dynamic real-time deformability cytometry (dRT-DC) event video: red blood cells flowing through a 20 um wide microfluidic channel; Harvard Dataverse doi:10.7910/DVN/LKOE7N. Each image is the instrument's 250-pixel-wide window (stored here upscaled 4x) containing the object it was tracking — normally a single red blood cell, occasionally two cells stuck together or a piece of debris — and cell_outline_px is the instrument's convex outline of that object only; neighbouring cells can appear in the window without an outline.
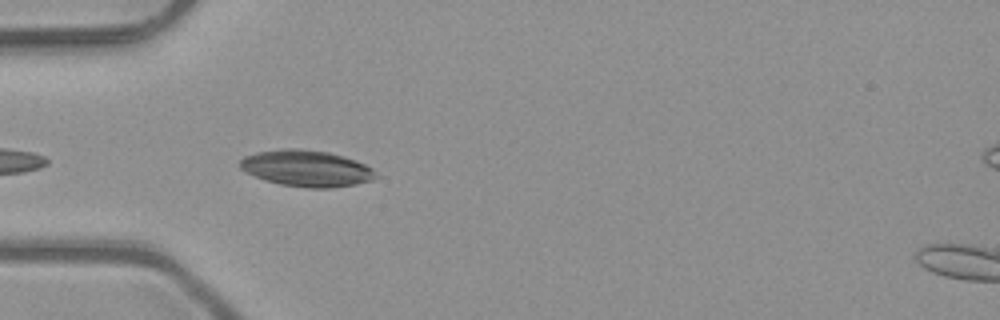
{"species": "common noctule bat (a hibernating species)", "species_latin": "Nyctalus noctula", "temperature_condition": "room temperature", "stored_images_in_passage": 5, "camera_frame_rate_fps": 3000, "um_per_image_px": 0.085, "animal": {"sex": "male", "body_mass_g": 23.1, "forearm_length_mm": 52.7}, "frame": {"image": 1, "passage_image": 4, "time_ms": 1.0, "image_size_px": [1000, 320], "cell_outline_px": [[380, 176], [372, 180], [356, 184], [332, 188], [308, 188], [280, 184], [264, 180], [244, 172], [240, 168], [240, 160], [244, 156], [256, 152], [280, 148], [300, 148], [328, 152], [344, 156], [356, 160], [372, 168]], "centroid_in_image_um": [26.05, 14.31], "position_along_channel_um": 58.9, "area_um2": 29.13}}